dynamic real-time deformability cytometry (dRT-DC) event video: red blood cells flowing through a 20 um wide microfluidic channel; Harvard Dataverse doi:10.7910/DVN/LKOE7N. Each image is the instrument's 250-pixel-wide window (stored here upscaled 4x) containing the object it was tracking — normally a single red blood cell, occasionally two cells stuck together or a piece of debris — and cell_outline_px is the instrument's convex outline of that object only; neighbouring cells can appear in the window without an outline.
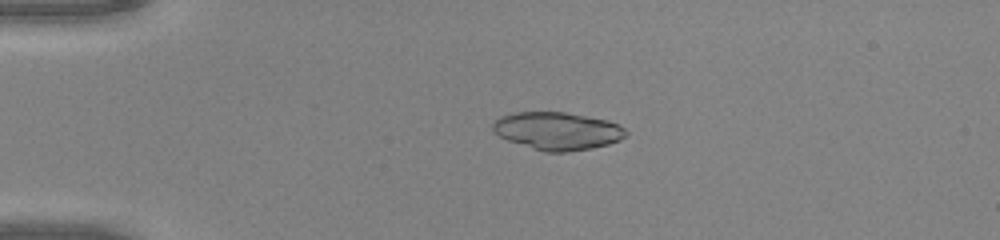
{"species": "common noctule bat (a hibernating species)", "species_latin": "Nyctalus noctula", "temperature_condition": "warm", "stored_images_in_passage": 49, "camera_frame_rate_fps": 3000, "um_per_image_px": 0.085, "animal": {"sex": "male", "body_mass_g": 20.0, "forearm_length_mm": 53.3}, "frame": {"image": 1, "passage_image": 12, "time_ms": 3.667, "image_size_px": [1000, 240], "cell_outline_px": [[628, 132], [620, 140], [608, 144], [592, 148], [568, 152], [544, 152], [508, 140], [500, 136], [492, 128], [492, 124], [500, 116], [516, 112], [564, 112], [608, 120], [624, 128]], "centroid_in_image_um": [47.38, 11.13], "position_along_channel_um": 37.6, "area_um2": 29.07}}